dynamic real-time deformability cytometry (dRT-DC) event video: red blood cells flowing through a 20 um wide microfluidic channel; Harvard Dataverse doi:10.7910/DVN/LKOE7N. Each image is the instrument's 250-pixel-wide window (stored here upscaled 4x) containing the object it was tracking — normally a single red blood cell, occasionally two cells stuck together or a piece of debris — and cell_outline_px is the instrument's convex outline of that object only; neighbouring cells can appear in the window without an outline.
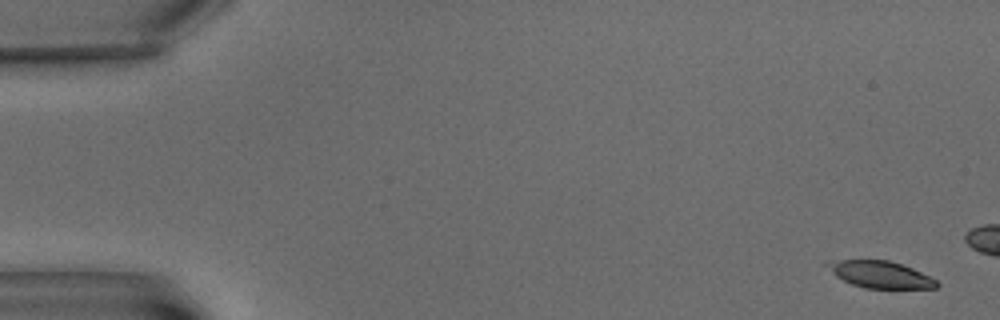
{"species": "common noctule bat (a hibernating species)", "species_latin": "Nyctalus noctula", "temperature_condition": "warm", "stored_images_in_passage": 6, "camera_frame_rate_fps": 3000, "um_per_image_px": 0.085, "animal": {"sex": "male", "body_mass_g": 15.6}, "frame": {"image": 1, "passage_image": 1, "time_ms": 0.0, "image_size_px": [1000, 320], "cell_outline_px": [[940, 284], [936, 288], [864, 288], [852, 284], [836, 276], [824, 264], [828, 260], [888, 260], [912, 268], [936, 280]], "centroid_in_image_um": [74.8, 23.33], "position_along_channel_um": 10.2, "area_um2": 16.94}}